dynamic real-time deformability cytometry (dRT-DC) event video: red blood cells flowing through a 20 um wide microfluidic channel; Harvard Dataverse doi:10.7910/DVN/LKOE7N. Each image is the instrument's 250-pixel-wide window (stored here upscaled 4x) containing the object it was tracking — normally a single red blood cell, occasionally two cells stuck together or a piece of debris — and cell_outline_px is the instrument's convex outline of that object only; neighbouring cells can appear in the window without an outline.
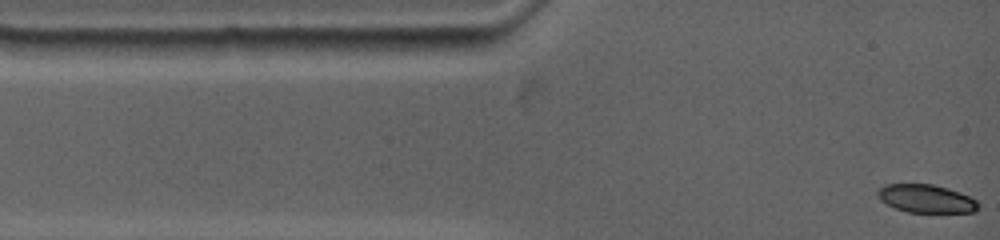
{"species": "common noctule bat (a hibernating species)", "species_latin": "Nyctalus noctula", "temperature_condition": "warm", "stored_images_in_passage": 54, "camera_frame_rate_fps": 4500, "um_per_image_px": 0.085, "animal": {"sex": "female", "body_mass_g": 19.0, "forearm_length_mm": 53.3}, "frame": {"image": 1, "passage_image": 1, "time_ms": 0.0, "image_size_px": [1000, 240], "cell_outline_px": [[980, 204], [976, 212], [908, 212], [896, 208], [880, 200], [876, 196], [876, 188], [888, 184], [932, 184], [960, 192], [976, 200]], "centroid_in_image_um": [78.7, 16.88], "position_along_channel_um": 6.3, "area_um2": 16.53}}
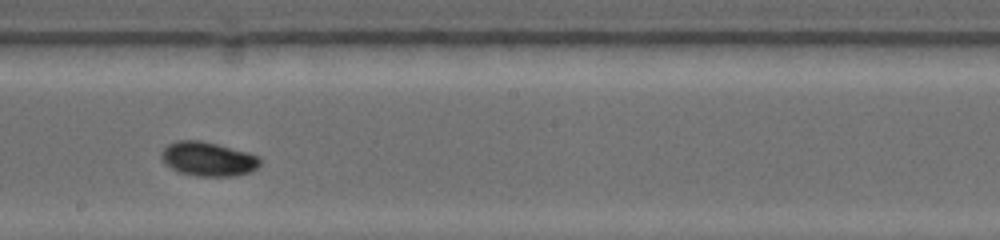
{"frame": {"image": 2, "passage_image": 32, "time_ms": 7.333, "image_size_px": [1000, 240], "cell_outline_px": [[260, 164], [256, 168], [248, 172], [232, 176], [196, 176], [180, 172], [164, 164], [160, 156], [160, 152], [168, 144], [176, 140], [200, 140], [248, 152], [260, 156]], "centroid_in_image_um": [17.65, 13.5], "position_along_channel_um": 230.5, "area_um2": 19.65}}
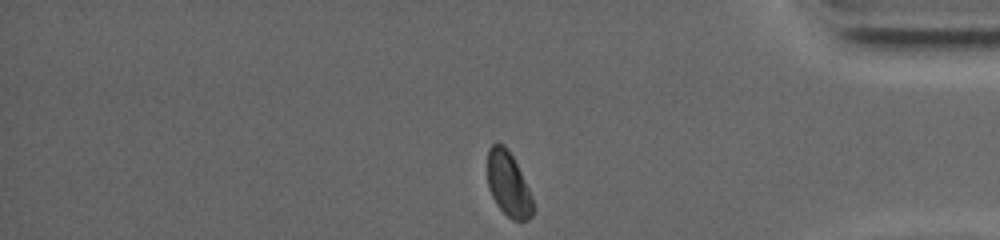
{"frame": {"image": 3, "passage_image": 54, "time_ms": 12.444, "image_size_px": [1000, 240], "cell_outline_px": [[532, 216], [528, 220], [512, 220], [496, 204], [488, 188], [488, 148], [492, 144], [504, 144], [512, 156], [528, 188], [532, 200]], "centroid_in_image_um": [43.18, 15.66], "position_along_channel_um": 392.0, "area_um2": 16.7}, "authors_computed_cell_mechanics": {"area_um2": 18.9873, "velocity_mm_per_s": 3.6626, "shape_relaxation_time_tau1_ms": 3.6303, "shape_relaxation_time_tau2_ms": null, "deformation_change_tau1": 0.092, "deformation_change_tau2": null}}